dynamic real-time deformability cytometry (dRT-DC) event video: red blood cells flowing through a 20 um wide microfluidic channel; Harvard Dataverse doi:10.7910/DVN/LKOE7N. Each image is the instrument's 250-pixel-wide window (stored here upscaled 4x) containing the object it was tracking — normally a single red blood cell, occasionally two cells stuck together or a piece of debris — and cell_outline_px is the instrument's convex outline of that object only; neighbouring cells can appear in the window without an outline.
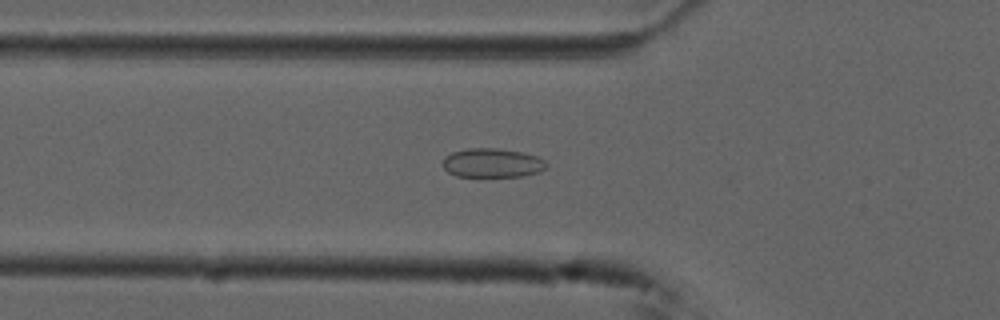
{"species": "common noctule bat (a hibernating species)", "species_latin": "Nyctalus noctula", "temperature_condition": "cold", "stored_images_in_passage": 50, "camera_frame_rate_fps": 3000, "um_per_image_px": 0.085, "animal": {"sex": "male", "forearm_length_mm": 52.5}, "frame": {"image": 1, "passage_image": 19, "time_ms": 6.0, "image_size_px": [1000, 320], "cell_outline_px": [[548, 164], [540, 172], [524, 176], [456, 176], [448, 172], [444, 168], [444, 156], [452, 152], [464, 148], [496, 148], [524, 152], [536, 156], [544, 160]], "centroid_in_image_um": [41.85, 13.84], "position_along_channel_um": 84.0, "area_um2": 17.63}}
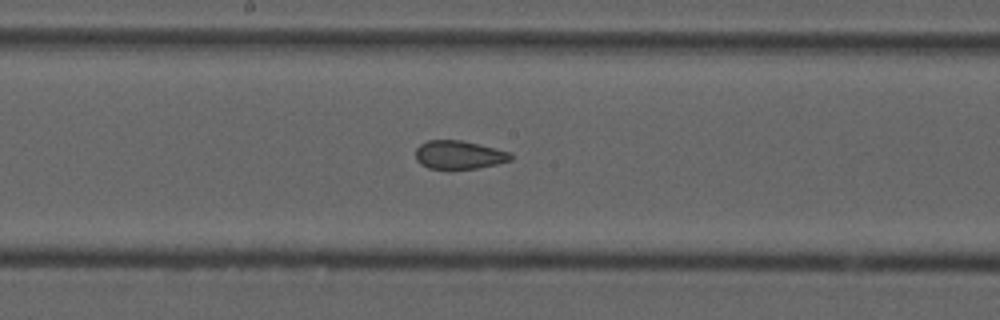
{"frame": {"image": 2, "passage_image": 29, "time_ms": 9.333, "image_size_px": [1000, 320], "cell_outline_px": [[512, 160], [496, 164], [476, 168], [428, 168], [420, 164], [416, 160], [416, 148], [420, 144], [428, 140], [460, 140], [512, 152]], "centroid_in_image_um": [39.01, 13.15], "position_along_channel_um": 209.2, "area_um2": 15.61}}
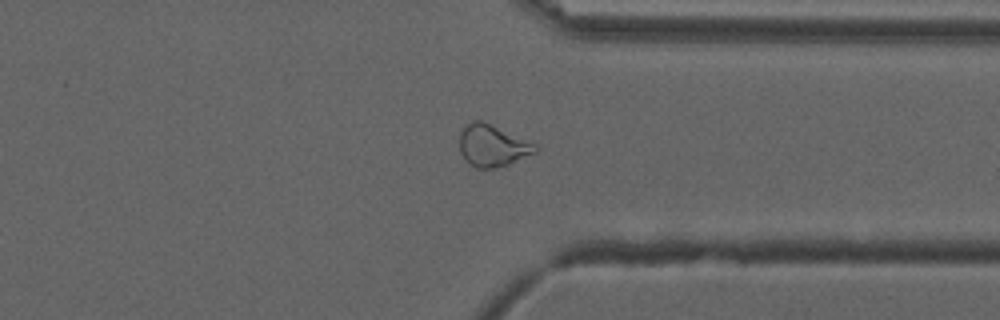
{"frame": {"image": 3, "passage_image": 42, "time_ms": 13.667, "image_size_px": [1000, 320], "cell_outline_px": [[540, 148], [536, 152], [508, 164], [496, 168], [476, 168], [468, 164], [460, 152], [460, 132], [472, 120], [480, 120], [536, 144]], "centroid_in_image_um": [41.85, 12.4], "position_along_channel_um": 369.6, "area_um2": 18.21}, "authors_computed_cell_mechanics": {"area_um2": 17.5423, "velocity_mm_per_s": 3.7349, "shape_relaxation_time_tau1_ms": null, "shape_relaxation_time_tau2_ms": 1.5902, "deformation_change_tau1": null, "deformation_change_tau2": 0.0592}}